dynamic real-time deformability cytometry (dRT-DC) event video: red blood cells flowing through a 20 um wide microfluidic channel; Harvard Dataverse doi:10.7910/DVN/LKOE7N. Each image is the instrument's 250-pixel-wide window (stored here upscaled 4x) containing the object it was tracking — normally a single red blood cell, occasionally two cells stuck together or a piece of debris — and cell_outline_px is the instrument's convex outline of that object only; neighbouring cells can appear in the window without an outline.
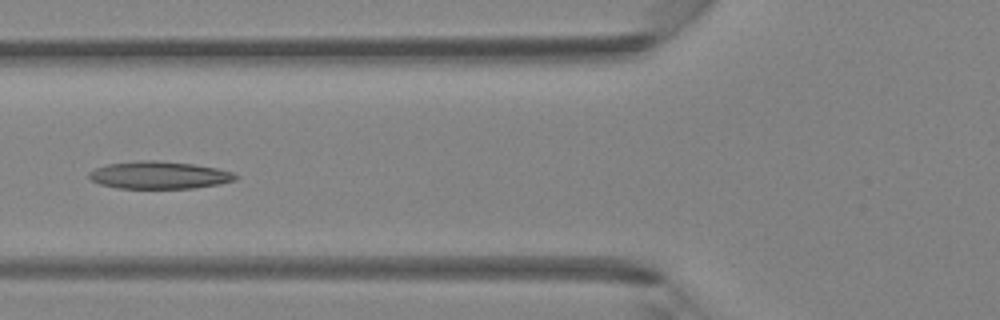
{"species": "Egyptian fruit bat (a non-hibernating species)", "species_latin": "Rousettus aegyptiacus", "temperature_condition": "room temperature", "stored_images_in_passage": 16, "camera_frame_rate_fps": 3000, "um_per_image_px": 0.085, "animal": {"sex": "female"}, "frame": {"image": 1, "passage_image": 16, "time_ms": 5.0, "image_size_px": [1000, 320], "cell_outline_px": [[240, 176], [236, 180], [220, 184], [192, 188], [116, 188], [100, 184], [92, 180], [88, 176], [88, 172], [96, 168], [108, 164], [140, 160], [156, 160], [196, 164], [216, 168], [232, 172]], "centroid_in_image_um": [13.55, 14.88], "position_along_channel_um": 112.2, "area_um2": 23.52}}